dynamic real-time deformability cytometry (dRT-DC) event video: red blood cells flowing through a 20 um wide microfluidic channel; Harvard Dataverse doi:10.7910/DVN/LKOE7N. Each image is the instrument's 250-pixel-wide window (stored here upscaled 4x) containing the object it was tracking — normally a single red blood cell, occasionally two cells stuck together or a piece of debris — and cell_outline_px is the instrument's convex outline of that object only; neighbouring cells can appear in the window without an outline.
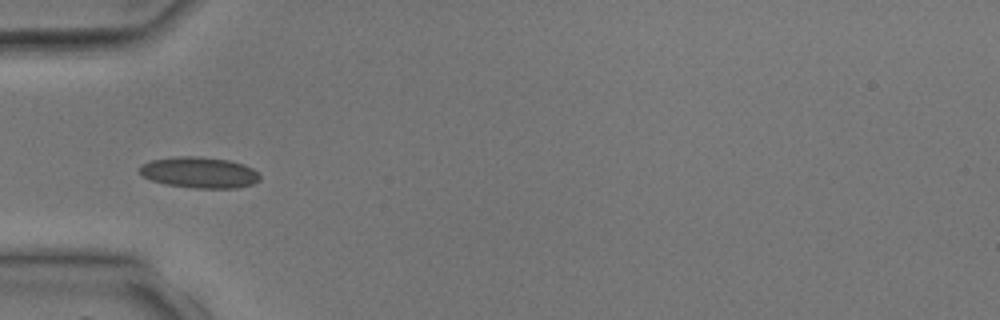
{"species": "common noctule bat (a hibernating species)", "species_latin": "Nyctalus noctula", "temperature_condition": "room temperature", "stored_images_in_passage": 5, "camera_frame_rate_fps": 3000, "um_per_image_px": 0.085, "animal": {"sex": "male", "body_mass_g": 17.9, "forearm_length_mm": 54.2}, "frame": {"image": 1, "passage_image": 4, "time_ms": 3.333, "image_size_px": [1000, 320], "cell_outline_px": [[260, 180], [252, 184], [236, 188], [192, 188], [164, 184], [152, 180], [144, 176], [136, 168], [140, 164], [152, 160], [176, 156], [196, 156], [228, 160], [244, 164], [252, 168], [260, 176]], "centroid_in_image_um": [16.91, 14.66], "position_along_channel_um": 68.1, "area_um2": 21.85}}